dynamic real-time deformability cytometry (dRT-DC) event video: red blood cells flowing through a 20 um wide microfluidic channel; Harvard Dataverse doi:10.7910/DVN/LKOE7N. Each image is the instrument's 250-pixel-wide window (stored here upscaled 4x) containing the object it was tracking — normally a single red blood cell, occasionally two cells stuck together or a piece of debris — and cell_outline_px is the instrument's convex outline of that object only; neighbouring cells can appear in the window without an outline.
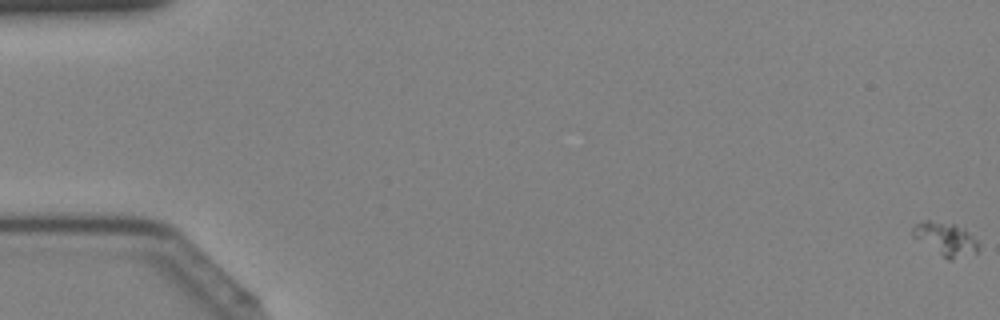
{"species": "Egyptian fruit bat (a non-hibernating species)", "species_latin": "Rousettus aegyptiacus", "temperature_condition": "cold", "stored_images_in_passage": 45, "camera_frame_rate_fps": 3000, "um_per_image_px": 0.085, "animal": {"sex": "female"}, "frame": {"image": 1, "passage_image": 1, "time_ms": 0.0, "image_size_px": [1000, 320], "cell_outline_px": [[980, 248], [976, 252], [952, 260], [948, 260], [912, 236], [912, 228], [916, 224], [924, 220], [928, 220], [956, 224], [964, 228], [980, 244]], "centroid_in_image_um": [80.39, 20.3], "position_along_channel_um": 4.6, "area_um2": 12.66}}
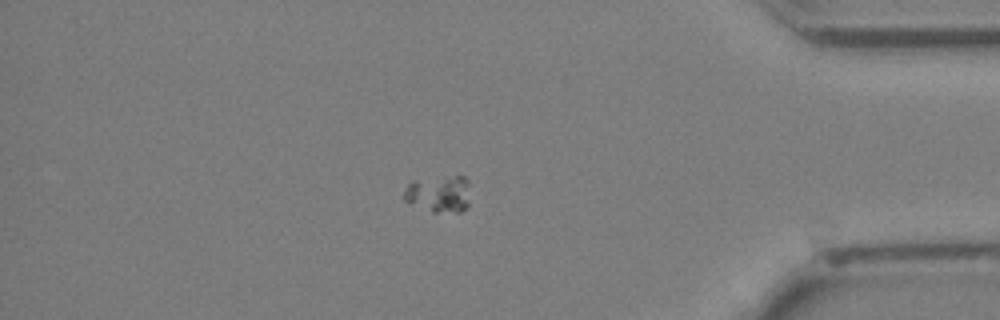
{"frame": {"image": 2, "passage_image": 39, "time_ms": 12.667, "image_size_px": [1000, 320], "cell_outline_px": [[468, 204], [460, 212], [432, 212], [408, 204], [404, 200], [404, 188], [412, 180], [456, 176], [464, 176], [468, 180]], "centroid_in_image_um": [37.26, 16.49], "position_along_channel_um": 397.9, "area_um2": 14.28}}
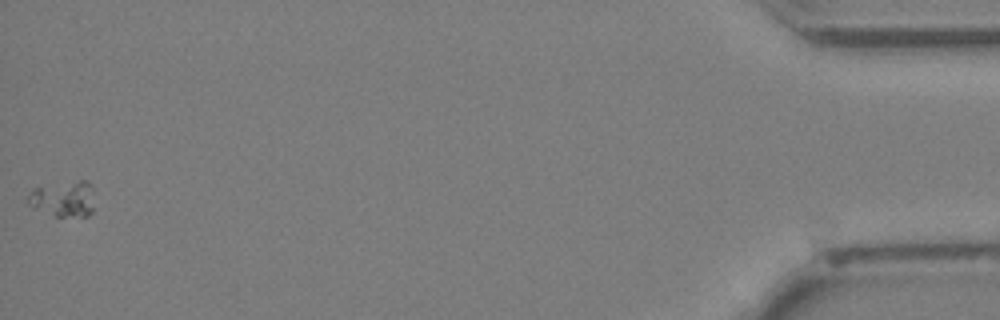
{"frame": {"image": 3, "passage_image": 45, "time_ms": 14.667, "image_size_px": [1000, 320], "cell_outline_px": [[92, 212], [88, 216], [56, 216], [28, 204], [28, 196], [32, 188], [80, 180], [88, 180], [92, 188]], "centroid_in_image_um": [5.41, 16.89], "position_along_channel_um": 429.8, "area_um2": 13.53}}